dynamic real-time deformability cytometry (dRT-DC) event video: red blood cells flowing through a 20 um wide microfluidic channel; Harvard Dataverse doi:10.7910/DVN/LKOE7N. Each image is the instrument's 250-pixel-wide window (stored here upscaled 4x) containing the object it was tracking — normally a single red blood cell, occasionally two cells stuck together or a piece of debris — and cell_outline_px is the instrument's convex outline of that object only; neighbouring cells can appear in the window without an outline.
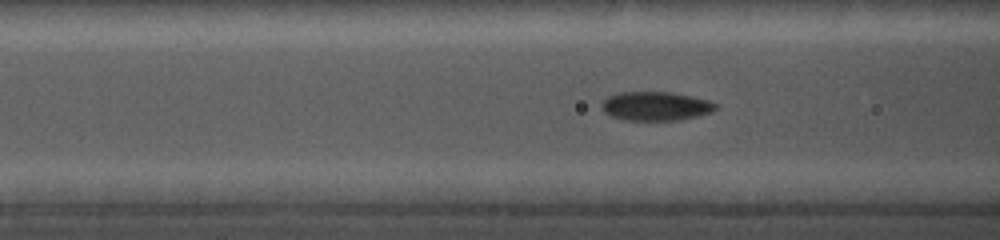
{"species": "common noctule bat (a hibernating species)", "species_latin": "Nyctalus noctula", "temperature_condition": "cold", "stored_images_in_passage": 55, "camera_frame_rate_fps": 5000, "um_per_image_px": 0.085, "animal": {"sex": "female", "body_mass_g": 19.0, "forearm_length_mm": 56.7}, "frame": {"image": 1, "passage_image": 26, "time_ms": 6.6, "image_size_px": [1000, 240], "cell_outline_px": [[716, 108], [712, 112], [680, 120], [624, 120], [612, 116], [604, 112], [600, 108], [600, 104], [608, 96], [620, 92], [672, 92], [692, 96], [708, 100], [716, 104]], "centroid_in_image_um": [55.7, 9.02], "position_along_channel_um": 110.9, "area_um2": 19.25}}
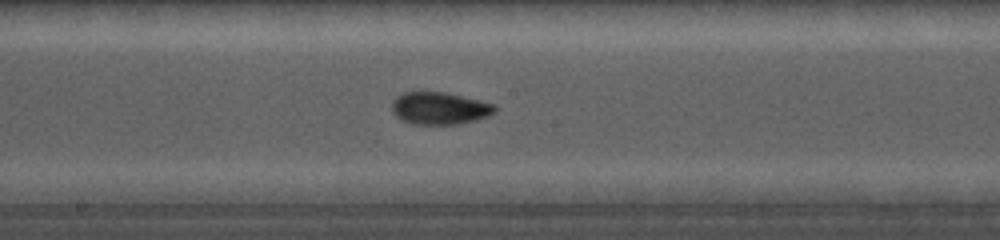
{"frame": {"image": 2, "passage_image": 36, "time_ms": 9.2, "image_size_px": [1000, 240], "cell_outline_px": [[500, 108], [496, 112], [488, 116], [476, 120], [456, 124], [412, 124], [400, 120], [392, 112], [392, 100], [396, 96], [404, 92], [444, 92], [496, 104]], "centroid_in_image_um": [37.38, 9.21], "position_along_channel_um": 210.8, "area_um2": 19.59}}
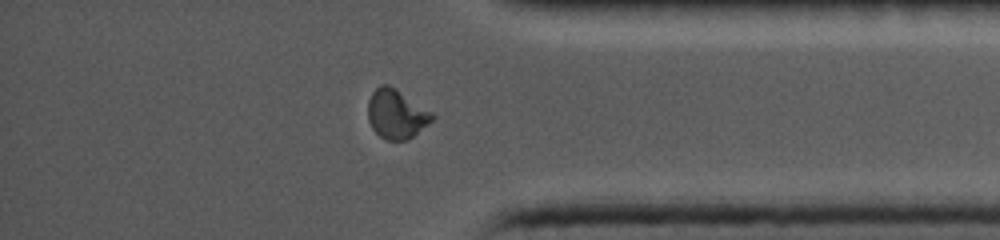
{"frame": {"image": 3, "passage_image": 52, "time_ms": 14.2, "image_size_px": [1000, 240], "cell_outline_px": [[436, 116], [428, 124], [408, 140], [388, 140], [380, 136], [372, 128], [368, 120], [368, 100], [372, 92], [380, 84], [388, 84], [432, 112]], "centroid_in_image_um": [33.67, 9.7], "position_along_channel_um": 401.5, "area_um2": 18.26}}